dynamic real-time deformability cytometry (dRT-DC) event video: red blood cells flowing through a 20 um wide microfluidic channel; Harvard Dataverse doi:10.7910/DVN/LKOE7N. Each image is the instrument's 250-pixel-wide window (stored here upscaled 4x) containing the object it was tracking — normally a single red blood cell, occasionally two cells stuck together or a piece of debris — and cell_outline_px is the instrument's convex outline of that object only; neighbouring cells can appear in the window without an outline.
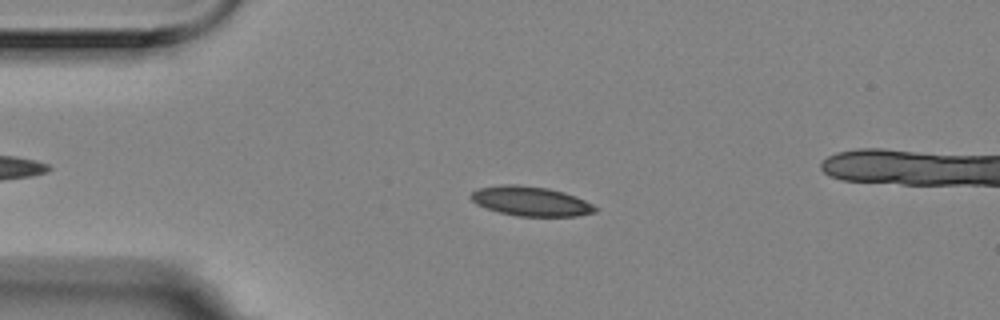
{"species": "Egyptian fruit bat (a non-hibernating species)", "species_latin": "Rousettus aegyptiacus", "temperature_condition": "room temperature", "stored_images_in_passage": 4, "camera_frame_rate_fps": 3000, "um_per_image_px": 0.085, "animal": {"sex": "female"}, "frame": {"image": 1, "passage_image": 3, "time_ms": 0.667, "image_size_px": [1000, 320], "cell_outline_px": [[600, 208], [596, 212], [576, 216], [516, 216], [500, 212], [476, 204], [468, 196], [476, 188], [504, 184], [516, 184], [548, 188], [564, 192], [576, 196]], "centroid_in_image_um": [45.12, 17.1], "position_along_channel_um": 39.9, "area_um2": 21.5}}